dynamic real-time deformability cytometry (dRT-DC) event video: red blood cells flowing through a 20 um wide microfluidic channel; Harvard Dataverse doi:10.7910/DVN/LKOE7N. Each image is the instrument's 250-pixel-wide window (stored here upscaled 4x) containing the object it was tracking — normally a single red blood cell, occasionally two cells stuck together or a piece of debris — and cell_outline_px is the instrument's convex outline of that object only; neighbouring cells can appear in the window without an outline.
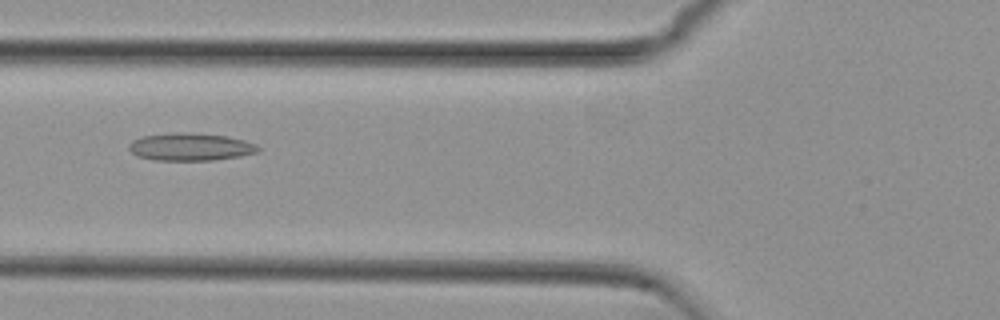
{"species": "common noctule bat (a hibernating species)", "species_latin": "Nyctalus noctula", "temperature_condition": "cold", "stored_images_in_passage": 40, "camera_frame_rate_fps": 3000, "um_per_image_px": 0.085, "animal": {"sex": "female", "body_mass_g": 29.2, "forearm_length_mm": 56.3}, "frame": {"image": 1, "passage_image": 7, "time_ms": 2.0, "image_size_px": [1000, 320], "cell_outline_px": [[260, 152], [240, 156], [212, 160], [156, 160], [136, 156], [128, 148], [128, 144], [132, 140], [144, 136], [176, 132], [188, 132], [228, 136], [244, 140], [256, 144], [260, 148]], "centroid_in_image_um": [16.2, 12.48], "position_along_channel_um": 109.6, "area_um2": 20.87}}
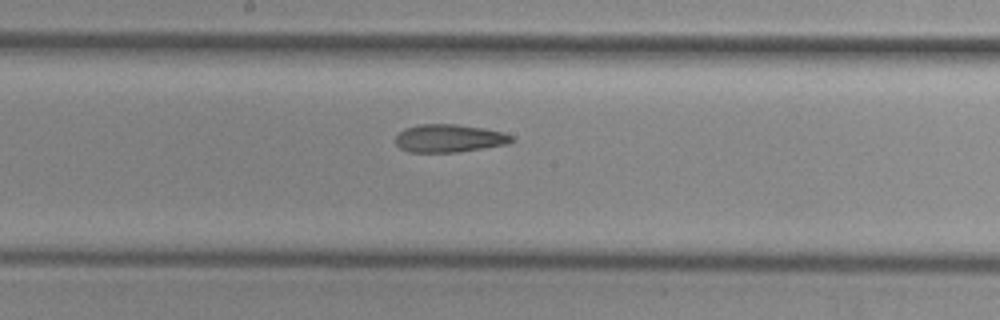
{"frame": {"image": 2, "passage_image": 15, "time_ms": 4.667, "image_size_px": [1000, 320], "cell_outline_px": [[516, 140], [508, 144], [456, 152], [408, 152], [400, 148], [396, 144], [396, 136], [404, 128], [420, 124], [456, 124], [484, 128], [504, 132], [512, 136]], "centroid_in_image_um": [38.19, 11.75], "position_along_channel_um": 210.0, "area_um2": 18.96}}
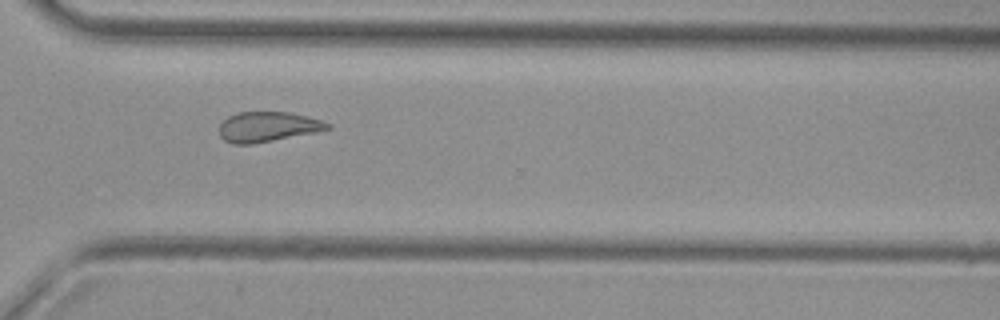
{"frame": {"image": 3, "passage_image": 26, "time_ms": 8.333, "image_size_px": [1000, 320], "cell_outline_px": [[332, 128], [316, 132], [252, 144], [232, 144], [224, 140], [220, 136], [220, 124], [228, 116], [236, 112], [288, 112], [320, 120], [332, 124]], "centroid_in_image_um": [22.74, 10.78], "position_along_channel_um": 347.9, "area_um2": 18.84}, "authors_computed_cell_mechanics": {"area_um2": 19.7098, "velocity_mm_per_s": 3.7568, "shape_relaxation_time_tau1_ms": null, "shape_relaxation_time_tau2_ms": 4.2074, "deformation_change_tau1": null, "deformation_change_tau2": 0.1368}}